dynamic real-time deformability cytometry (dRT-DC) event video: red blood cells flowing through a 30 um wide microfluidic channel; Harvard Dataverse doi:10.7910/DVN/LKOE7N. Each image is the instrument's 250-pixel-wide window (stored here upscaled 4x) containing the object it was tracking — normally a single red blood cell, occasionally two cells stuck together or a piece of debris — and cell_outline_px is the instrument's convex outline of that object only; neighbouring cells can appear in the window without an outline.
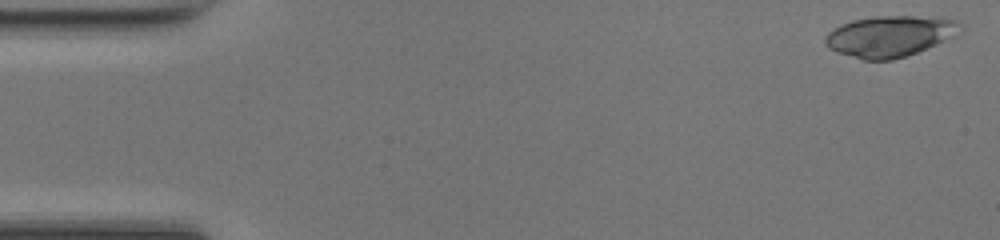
{"species": "common noctule bat (a hibernating species)", "species_latin": "Nyctalus noctula", "temperature_condition": "room temperature", "stored_images_in_passage": 47, "camera_frame_rate_fps": 3000, "um_per_image_px": 0.085, "animal": {"sex": "female", "body_mass_g": 17.0, "forearm_length_mm": 48.0}, "frame": {"image": 1, "passage_image": 1, "time_ms": 0.0, "image_size_px": [1000, 240], "cell_outline_px": [[964, 32], [936, 44], [916, 52], [892, 60], [860, 60], [836, 52], [828, 48], [824, 44], [824, 36], [828, 32], [852, 20], [876, 16], [940, 16], [956, 20], [964, 24]], "centroid_in_image_um": [75.69, 3.06], "position_along_channel_um": 9.3, "area_um2": 32.77}}